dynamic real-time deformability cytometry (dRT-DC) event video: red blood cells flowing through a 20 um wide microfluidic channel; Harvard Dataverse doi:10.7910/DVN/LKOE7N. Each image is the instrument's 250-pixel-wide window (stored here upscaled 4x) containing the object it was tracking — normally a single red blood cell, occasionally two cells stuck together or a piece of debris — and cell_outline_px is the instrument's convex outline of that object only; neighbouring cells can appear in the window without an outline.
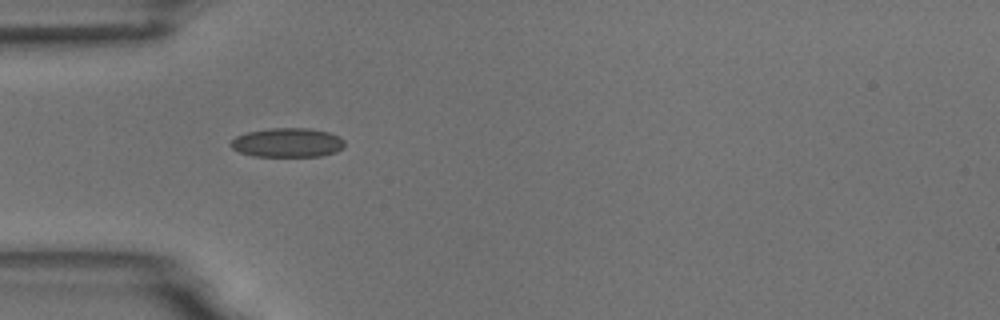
{"species": "common noctule bat (a hibernating species)", "species_latin": "Nyctalus noctula", "temperature_condition": "room temperature", "stored_images_in_passage": 6, "camera_frame_rate_fps": 3000, "um_per_image_px": 0.085, "animal": {"sex": "male", "body_mass_g": 18.8}, "frame": {"image": 1, "passage_image": 5, "time_ms": 4.667, "image_size_px": [1000, 320], "cell_outline_px": [[344, 148], [336, 152], [320, 156], [252, 156], [240, 152], [232, 148], [228, 144], [236, 136], [248, 132], [268, 128], [308, 128], [328, 132], [340, 136], [344, 140]], "centroid_in_image_um": [24.44, 12.12], "position_along_channel_um": 60.6, "area_um2": 19.48}}